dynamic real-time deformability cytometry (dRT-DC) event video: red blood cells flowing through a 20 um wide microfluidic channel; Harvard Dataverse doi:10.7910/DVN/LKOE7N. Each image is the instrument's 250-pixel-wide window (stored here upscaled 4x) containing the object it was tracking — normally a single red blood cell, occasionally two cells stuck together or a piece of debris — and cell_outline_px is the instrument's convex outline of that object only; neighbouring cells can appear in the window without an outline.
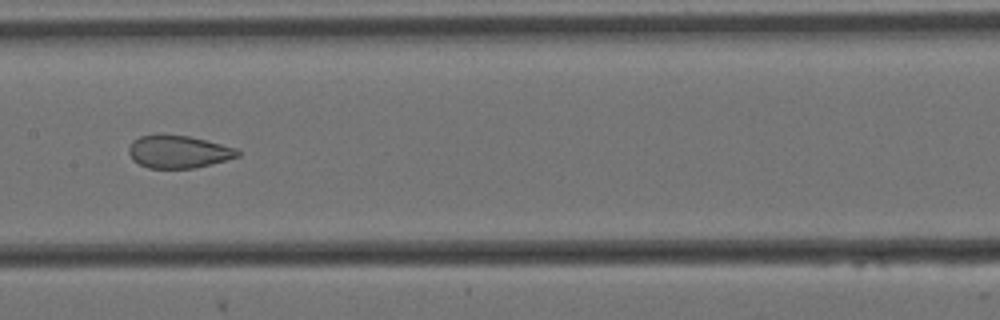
{"species": "Egyptian fruit bat (a non-hibernating species)", "species_latin": "Rousettus aegyptiacus", "temperature_condition": "cold", "stored_images_in_passage": 8, "camera_frame_rate_fps": 3000, "um_per_image_px": 0.085, "animal": {"sex": "female"}, "frame": {"image": 1, "passage_image": 8, "time_ms": 2.333, "image_size_px": [1000, 320], "cell_outline_px": [[240, 156], [192, 168], [148, 168], [132, 160], [128, 152], [128, 148], [132, 140], [140, 136], [160, 132], [188, 136], [236, 148], [240, 152]], "centroid_in_image_um": [15.09, 12.86], "position_along_channel_um": 192.3, "area_um2": 20.87}}